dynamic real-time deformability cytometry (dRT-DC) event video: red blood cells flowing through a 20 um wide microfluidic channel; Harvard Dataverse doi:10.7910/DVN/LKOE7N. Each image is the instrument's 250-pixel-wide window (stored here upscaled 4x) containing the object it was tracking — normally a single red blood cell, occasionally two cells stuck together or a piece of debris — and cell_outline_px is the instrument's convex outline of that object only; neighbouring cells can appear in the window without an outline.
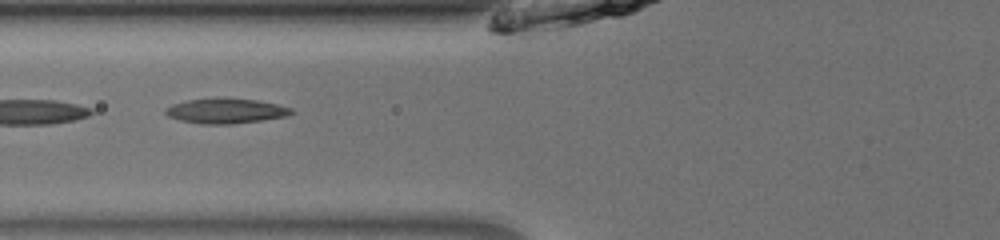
{"species": "common noctule bat (a hibernating species)", "species_latin": "Nyctalus noctula", "temperature_condition": "room temperature", "stored_images_in_passage": 24, "segment_of_instrument_passage": [2, 2], "camera_frame_rate_fps": 3000, "um_per_image_px": 0.085, "animal": {"sex": "male", "body_mass_g": 13.0, "forearm_length_mm": 53.1}, "frame": {"image": 1, "passage_image": 18, "time_ms": 5.667, "image_size_px": [1000, 240], "cell_outline_px": [[296, 112], [288, 116], [232, 124], [200, 124], [180, 120], [168, 116], [164, 112], [164, 108], [172, 104], [188, 100], [256, 100], [276, 104], [292, 108]], "centroid_in_image_um": [19.2, 9.46], "position_along_channel_um": 106.6, "area_um2": 17.74}}